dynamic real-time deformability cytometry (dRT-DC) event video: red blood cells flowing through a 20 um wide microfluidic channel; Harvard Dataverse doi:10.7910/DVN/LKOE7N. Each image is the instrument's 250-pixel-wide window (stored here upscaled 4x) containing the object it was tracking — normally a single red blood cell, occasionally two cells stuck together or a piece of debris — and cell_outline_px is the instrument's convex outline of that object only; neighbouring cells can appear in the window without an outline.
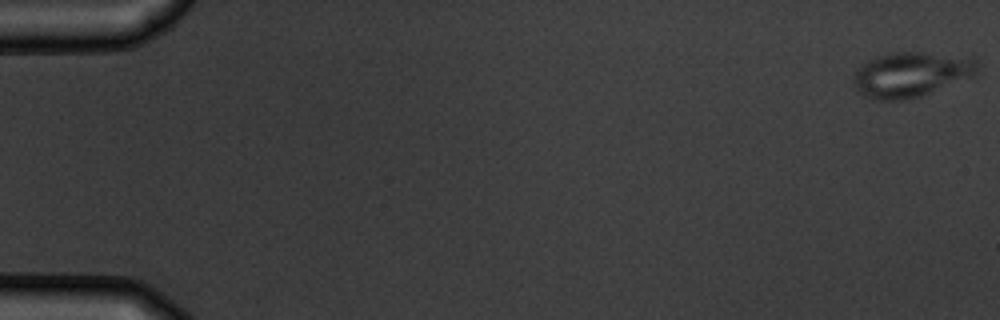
{"species": "common noctule bat (a hibernating species)", "species_latin": "Nyctalus noctula", "temperature_condition": "warm", "stored_images_in_passage": 3, "camera_frame_rate_fps": 3000, "um_per_image_px": 0.085, "animal": {"sex": "male", "body_mass_g": 19.5, "forearm_length_mm": 54.6}, "frame": {"image": 1, "passage_image": 3, "time_ms": 3.0, "image_size_px": [1000, 320], "cell_outline_px": [[980, 64], [976, 72], [972, 76], [920, 96], [904, 100], [872, 100], [864, 96], [856, 88], [852, 80], [856, 72], [868, 60], [876, 56], [892, 52], [920, 52], [972, 56]], "centroid_in_image_um": [77.46, 6.31], "position_along_channel_um": 7.5, "area_um2": 32.48}}